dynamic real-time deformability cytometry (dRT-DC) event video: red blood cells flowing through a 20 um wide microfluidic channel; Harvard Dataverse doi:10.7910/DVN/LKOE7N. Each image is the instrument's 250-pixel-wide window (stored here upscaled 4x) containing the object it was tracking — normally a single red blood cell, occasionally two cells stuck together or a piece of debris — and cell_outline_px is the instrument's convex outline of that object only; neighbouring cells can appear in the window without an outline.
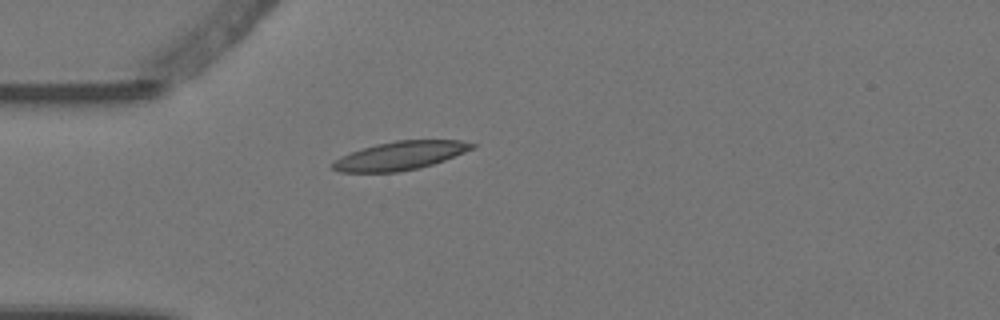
{"species": "Egyptian fruit bat (a non-hibernating species)", "species_latin": "Rousettus aegyptiacus", "temperature_condition": "warm", "stored_images_in_passage": 4, "camera_frame_rate_fps": 3000, "um_per_image_px": 0.085, "animal": {"sex": "female"}, "frame": {"image": 1, "passage_image": 4, "time_ms": 1.0, "image_size_px": [1000, 320], "cell_outline_px": [[476, 148], [444, 160], [432, 164], [416, 168], [396, 172], [340, 172], [332, 168], [332, 164], [340, 156], [376, 144], [396, 140], [460, 140], [476, 144]], "centroid_in_image_um": [34.04, 13.22], "position_along_channel_um": 51.0, "area_um2": 22.89}}